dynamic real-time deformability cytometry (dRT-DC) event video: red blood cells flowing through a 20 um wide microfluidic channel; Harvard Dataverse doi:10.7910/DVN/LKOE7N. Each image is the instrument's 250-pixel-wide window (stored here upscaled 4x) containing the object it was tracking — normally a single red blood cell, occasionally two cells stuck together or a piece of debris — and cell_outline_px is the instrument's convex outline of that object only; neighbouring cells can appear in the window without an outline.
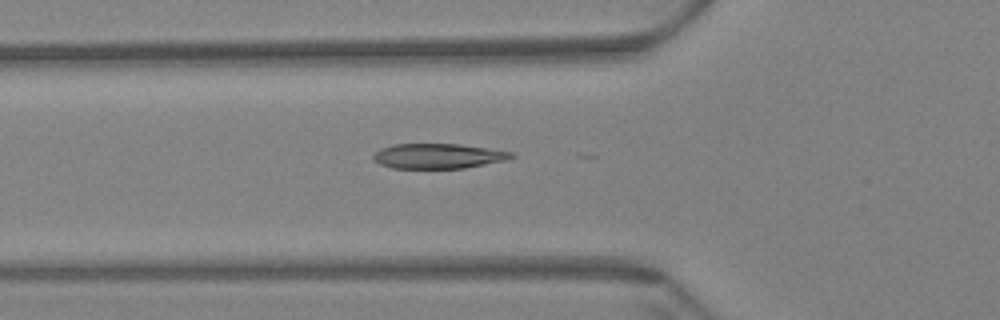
{"species": "Egyptian fruit bat (a non-hibernating species)", "species_latin": "Rousettus aegyptiacus", "temperature_condition": "warm", "stored_images_in_passage": 26, "camera_frame_rate_fps": 3000, "um_per_image_px": 0.085, "animal": {"sex": "female"}, "frame": {"image": 1, "passage_image": 22, "time_ms": 7.0, "image_size_px": [1000, 320], "cell_outline_px": [[516, 156], [508, 160], [464, 168], [392, 168], [380, 164], [372, 160], [372, 156], [380, 148], [392, 144], [460, 144], [488, 148], [512, 152]], "centroid_in_image_um": [37.24, 13.26], "position_along_channel_um": 88.6, "area_um2": 20.23}}
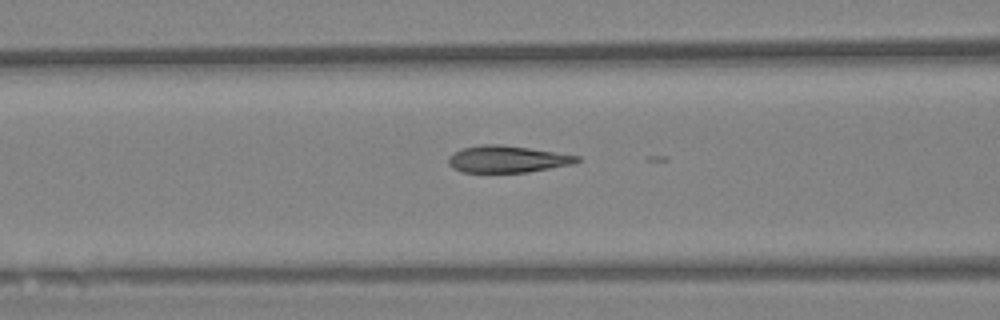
{"frame": {"image": 2, "passage_image": 25, "time_ms": 8.0, "image_size_px": [1000, 320], "cell_outline_px": [[580, 160], [572, 164], [528, 172], [460, 172], [452, 168], [448, 164], [448, 156], [452, 152], [460, 148], [480, 144], [500, 144], [528, 148], [580, 156]], "centroid_in_image_um": [43.04, 13.52], "position_along_channel_um": 123.6, "area_um2": 20.23}}